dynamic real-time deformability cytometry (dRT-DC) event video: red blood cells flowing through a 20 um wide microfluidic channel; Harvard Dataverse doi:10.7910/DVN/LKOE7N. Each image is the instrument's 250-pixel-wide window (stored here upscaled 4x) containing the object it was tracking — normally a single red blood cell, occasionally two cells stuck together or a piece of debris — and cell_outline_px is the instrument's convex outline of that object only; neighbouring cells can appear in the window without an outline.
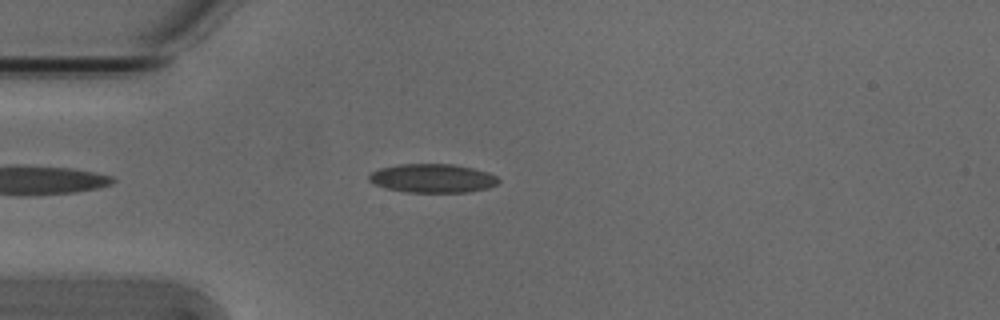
{"species": "Egyptian fruit bat (a non-hibernating species)", "species_latin": "Rousettus aegyptiacus", "temperature_condition": "cold", "stored_images_in_passage": 44, "camera_frame_rate_fps": 3000, "um_per_image_px": 0.085, "animal": {"sex": "male"}, "frame": {"image": 1, "passage_image": 5, "time_ms": 1.333, "image_size_px": [1000, 320], "cell_outline_px": [[500, 180], [496, 184], [488, 188], [468, 192], [408, 192], [384, 188], [368, 180], [368, 176], [372, 172], [380, 168], [400, 164], [452, 164], [472, 168], [488, 172], [496, 176]], "centroid_in_image_um": [36.77, 15.15], "position_along_channel_um": 48.2, "area_um2": 21.62}}
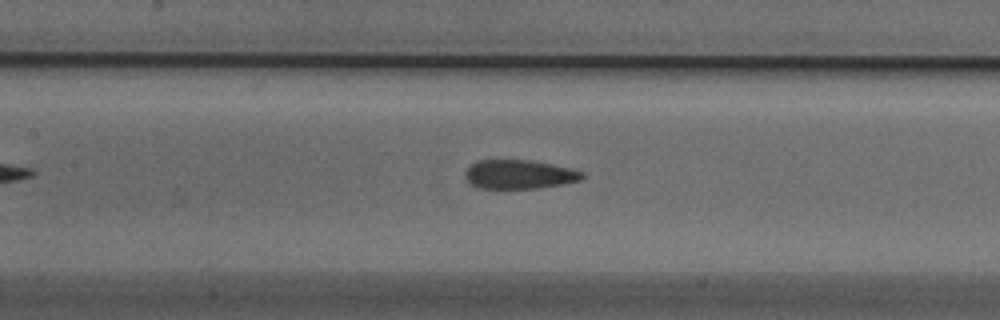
{"frame": {"image": 2, "passage_image": 15, "time_ms": 4.667, "image_size_px": [1000, 320], "cell_outline_px": [[584, 176], [580, 180], [564, 184], [536, 188], [480, 188], [472, 184], [464, 176], [464, 172], [476, 160], [532, 160], [568, 168], [584, 172]], "centroid_in_image_um": [44.12, 14.82], "position_along_channel_um": 163.3, "area_um2": 19.59}}
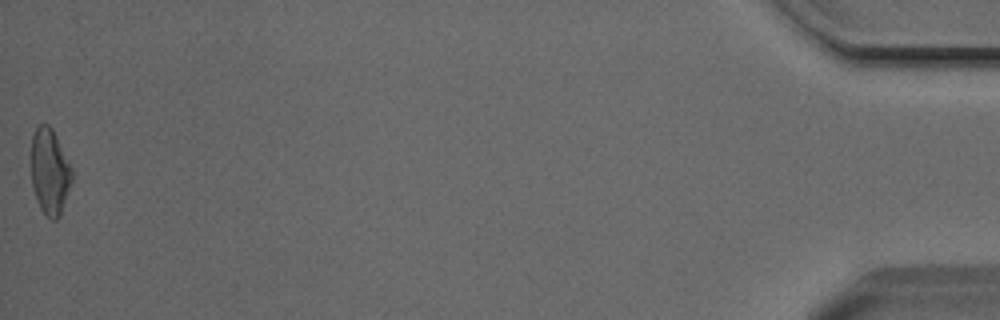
{"frame": {"image": 3, "passage_image": 44, "time_ms": 14.333, "image_size_px": [1000, 320], "cell_outline_px": [[72, 180], [60, 216], [56, 220], [52, 220], [40, 208], [36, 200], [32, 188], [32, 136], [36, 128], [40, 124], [48, 124], [52, 128], [72, 168]], "centroid_in_image_um": [4.23, 14.6], "position_along_channel_um": 431.0, "area_um2": 20.23}, "authors_computed_cell_mechanics": {"area_um2": 20.5479, "velocity_mm_per_s": 3.8422, "shape_relaxation_time_tau1_ms": 6.4693, "shape_relaxation_time_tau2_ms": 1.686, "deformation_change_tau1": 0.1569, "deformation_change_tau2": 0.0935}}